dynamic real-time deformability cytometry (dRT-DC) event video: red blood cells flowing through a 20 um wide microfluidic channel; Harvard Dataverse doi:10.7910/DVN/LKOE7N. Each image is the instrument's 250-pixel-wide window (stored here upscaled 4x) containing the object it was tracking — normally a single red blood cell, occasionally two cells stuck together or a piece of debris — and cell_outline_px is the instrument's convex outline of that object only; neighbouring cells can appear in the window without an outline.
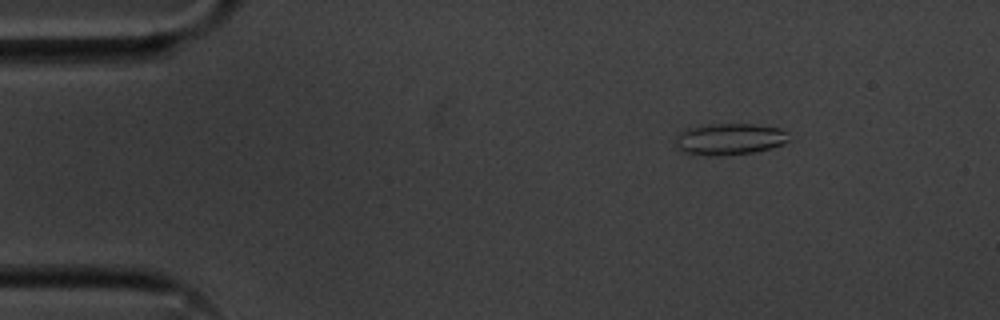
{"species": "common noctule bat (a hibernating species)", "species_latin": "Nyctalus noctula", "temperature_condition": "cold", "stored_images_in_passage": 55, "camera_frame_rate_fps": 3000, "um_per_image_px": 0.085, "animal": {"sex": "male", "body_mass_g": 20.1, "forearm_length_mm": 53.5}, "frame": {"image": 1, "passage_image": 8, "time_ms": 2.333, "image_size_px": [1000, 320], "cell_outline_px": [[788, 140], [784, 144], [756, 152], [684, 152], [676, 144], [676, 136], [680, 132], [688, 128], [704, 124], [756, 124], [780, 128], [788, 132]], "centroid_in_image_um": [62.1, 11.74], "position_along_channel_um": 22.9, "area_um2": 19.77}}
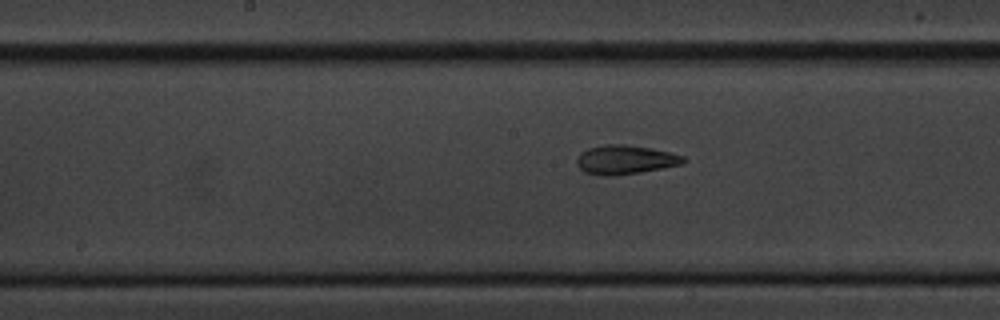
{"frame": {"image": 2, "passage_image": 28, "time_ms": 9.0, "image_size_px": [1000, 320], "cell_outline_px": [[684, 164], [640, 172], [612, 176], [604, 176], [584, 172], [576, 164], [576, 160], [580, 152], [588, 148], [604, 144], [624, 144], [652, 148], [684, 156]], "centroid_in_image_um": [53.11, 13.57], "position_along_channel_um": 195.1, "area_um2": 18.09}}
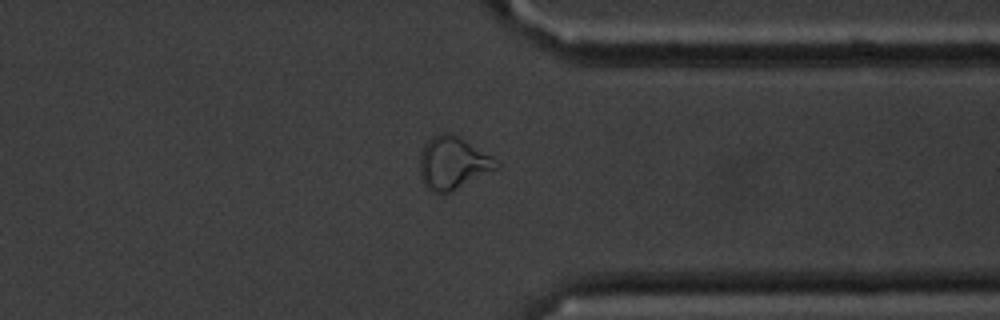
{"frame": {"image": 3, "passage_image": 43, "time_ms": 14.0, "image_size_px": [1000, 320], "cell_outline_px": [[500, 168], [452, 192], [432, 192], [424, 184], [420, 172], [420, 152], [424, 144], [432, 136], [440, 132], [448, 132], [464, 140], [492, 156], [500, 164]], "centroid_in_image_um": [38.5, 13.86], "position_along_channel_um": 372.9, "area_um2": 23.52}, "authors_computed_cell_mechanics": {"area_um2": 19.3052, "velocity_mm_per_s": 3.6292, "shape_relaxation_time_tau1_ms": 5.8915, "shape_relaxation_time_tau2_ms": 2.886, "deformation_change_tau1": 0.1443, "deformation_change_tau2": 0.0998}}